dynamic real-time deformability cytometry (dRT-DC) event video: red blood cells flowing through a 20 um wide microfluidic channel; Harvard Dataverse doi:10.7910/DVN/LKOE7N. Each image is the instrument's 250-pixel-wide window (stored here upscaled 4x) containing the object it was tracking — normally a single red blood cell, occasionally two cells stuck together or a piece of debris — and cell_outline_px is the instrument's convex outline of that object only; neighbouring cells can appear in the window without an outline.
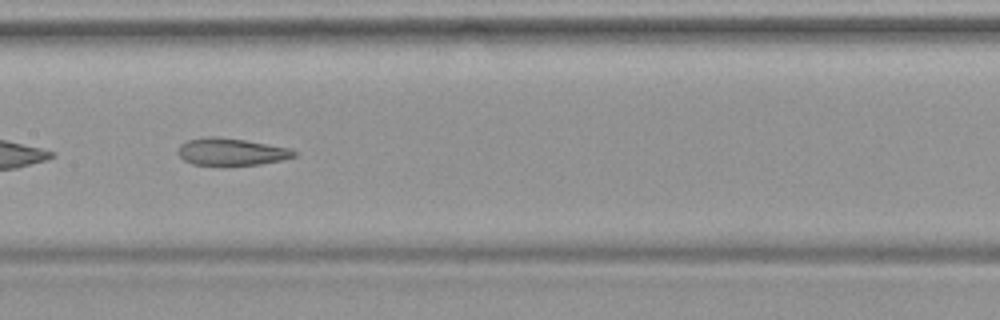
{"species": "common noctule bat (a hibernating species)", "species_latin": "Nyctalus noctula", "temperature_condition": "warm", "stored_images_in_passage": 34, "camera_frame_rate_fps": 3000, "um_per_image_px": 0.085, "animal": {"sex": "female", "body_mass_g": 19.9}, "frame": {"image": 1, "passage_image": 10, "time_ms": 3.0, "image_size_px": [1000, 320], "cell_outline_px": [[296, 156], [284, 160], [260, 164], [224, 168], [220, 168], [192, 164], [184, 160], [176, 152], [180, 144], [188, 140], [208, 136], [216, 136], [244, 140], [292, 148], [296, 152]], "centroid_in_image_um": [19.64, 12.95], "position_along_channel_um": 187.8, "area_um2": 19.31}}
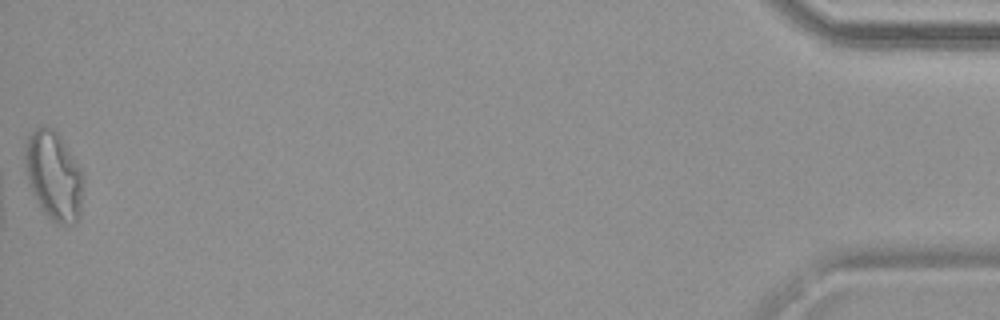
{"frame": {"image": 2, "passage_image": 34, "time_ms": 11.0, "image_size_px": [1000, 320], "cell_outline_px": [[84, 176], [80, 216], [72, 224], [56, 224], [40, 208], [28, 184], [24, 156], [28, 136], [36, 128], [52, 128], [60, 136], [80, 168]], "centroid_in_image_um": [4.57, 14.97], "position_along_channel_um": 430.6, "area_um2": 29.94}}